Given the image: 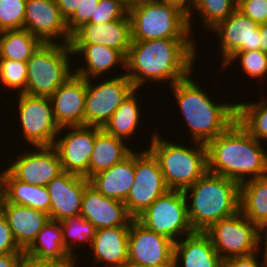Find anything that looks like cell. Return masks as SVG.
<instances>
[{
    "instance_id": "obj_4",
    "label": "cell",
    "mask_w": 267,
    "mask_h": 267,
    "mask_svg": "<svg viewBox=\"0 0 267 267\" xmlns=\"http://www.w3.org/2000/svg\"><path fill=\"white\" fill-rule=\"evenodd\" d=\"M183 193L194 231L204 232L213 223L240 211V184L222 175L207 171Z\"/></svg>"
},
{
    "instance_id": "obj_25",
    "label": "cell",
    "mask_w": 267,
    "mask_h": 267,
    "mask_svg": "<svg viewBox=\"0 0 267 267\" xmlns=\"http://www.w3.org/2000/svg\"><path fill=\"white\" fill-rule=\"evenodd\" d=\"M74 56L83 55L82 61L86 64L78 66L74 74L84 79H97L113 70L117 65L125 69L126 57L118 50L104 45H70Z\"/></svg>"
},
{
    "instance_id": "obj_6",
    "label": "cell",
    "mask_w": 267,
    "mask_h": 267,
    "mask_svg": "<svg viewBox=\"0 0 267 267\" xmlns=\"http://www.w3.org/2000/svg\"><path fill=\"white\" fill-rule=\"evenodd\" d=\"M132 41L194 38L186 13L159 0H143L128 8Z\"/></svg>"
},
{
    "instance_id": "obj_46",
    "label": "cell",
    "mask_w": 267,
    "mask_h": 267,
    "mask_svg": "<svg viewBox=\"0 0 267 267\" xmlns=\"http://www.w3.org/2000/svg\"><path fill=\"white\" fill-rule=\"evenodd\" d=\"M24 253L0 254V267H19Z\"/></svg>"
},
{
    "instance_id": "obj_30",
    "label": "cell",
    "mask_w": 267,
    "mask_h": 267,
    "mask_svg": "<svg viewBox=\"0 0 267 267\" xmlns=\"http://www.w3.org/2000/svg\"><path fill=\"white\" fill-rule=\"evenodd\" d=\"M139 89H136L114 112L109 121L102 128L106 133L126 140H130L138 133V127L140 126L141 116V104H139V98L137 93Z\"/></svg>"
},
{
    "instance_id": "obj_19",
    "label": "cell",
    "mask_w": 267,
    "mask_h": 267,
    "mask_svg": "<svg viewBox=\"0 0 267 267\" xmlns=\"http://www.w3.org/2000/svg\"><path fill=\"white\" fill-rule=\"evenodd\" d=\"M59 126H85L86 79L74 74L49 97Z\"/></svg>"
},
{
    "instance_id": "obj_28",
    "label": "cell",
    "mask_w": 267,
    "mask_h": 267,
    "mask_svg": "<svg viewBox=\"0 0 267 267\" xmlns=\"http://www.w3.org/2000/svg\"><path fill=\"white\" fill-rule=\"evenodd\" d=\"M128 145L125 140L96 127V138L88 167V180L125 159L134 150Z\"/></svg>"
},
{
    "instance_id": "obj_26",
    "label": "cell",
    "mask_w": 267,
    "mask_h": 267,
    "mask_svg": "<svg viewBox=\"0 0 267 267\" xmlns=\"http://www.w3.org/2000/svg\"><path fill=\"white\" fill-rule=\"evenodd\" d=\"M134 182V150L108 170L93 175L90 186L106 197L124 202Z\"/></svg>"
},
{
    "instance_id": "obj_13",
    "label": "cell",
    "mask_w": 267,
    "mask_h": 267,
    "mask_svg": "<svg viewBox=\"0 0 267 267\" xmlns=\"http://www.w3.org/2000/svg\"><path fill=\"white\" fill-rule=\"evenodd\" d=\"M174 241L156 233L137 219L129 227L127 267L154 266L174 260Z\"/></svg>"
},
{
    "instance_id": "obj_20",
    "label": "cell",
    "mask_w": 267,
    "mask_h": 267,
    "mask_svg": "<svg viewBox=\"0 0 267 267\" xmlns=\"http://www.w3.org/2000/svg\"><path fill=\"white\" fill-rule=\"evenodd\" d=\"M132 44L131 22L123 19L108 23H86L72 35L69 45H104L120 51L125 57Z\"/></svg>"
},
{
    "instance_id": "obj_38",
    "label": "cell",
    "mask_w": 267,
    "mask_h": 267,
    "mask_svg": "<svg viewBox=\"0 0 267 267\" xmlns=\"http://www.w3.org/2000/svg\"><path fill=\"white\" fill-rule=\"evenodd\" d=\"M26 0H0V32L24 29Z\"/></svg>"
},
{
    "instance_id": "obj_41",
    "label": "cell",
    "mask_w": 267,
    "mask_h": 267,
    "mask_svg": "<svg viewBox=\"0 0 267 267\" xmlns=\"http://www.w3.org/2000/svg\"><path fill=\"white\" fill-rule=\"evenodd\" d=\"M237 10L259 25L267 22V0H240Z\"/></svg>"
},
{
    "instance_id": "obj_49",
    "label": "cell",
    "mask_w": 267,
    "mask_h": 267,
    "mask_svg": "<svg viewBox=\"0 0 267 267\" xmlns=\"http://www.w3.org/2000/svg\"><path fill=\"white\" fill-rule=\"evenodd\" d=\"M261 37V51L267 54V22L259 26Z\"/></svg>"
},
{
    "instance_id": "obj_39",
    "label": "cell",
    "mask_w": 267,
    "mask_h": 267,
    "mask_svg": "<svg viewBox=\"0 0 267 267\" xmlns=\"http://www.w3.org/2000/svg\"><path fill=\"white\" fill-rule=\"evenodd\" d=\"M128 14V7L120 0H100L89 23H108L123 19Z\"/></svg>"
},
{
    "instance_id": "obj_44",
    "label": "cell",
    "mask_w": 267,
    "mask_h": 267,
    "mask_svg": "<svg viewBox=\"0 0 267 267\" xmlns=\"http://www.w3.org/2000/svg\"><path fill=\"white\" fill-rule=\"evenodd\" d=\"M19 267H71L68 264H62L56 261L37 260L24 255Z\"/></svg>"
},
{
    "instance_id": "obj_7",
    "label": "cell",
    "mask_w": 267,
    "mask_h": 267,
    "mask_svg": "<svg viewBox=\"0 0 267 267\" xmlns=\"http://www.w3.org/2000/svg\"><path fill=\"white\" fill-rule=\"evenodd\" d=\"M70 56L73 58L69 44L42 43L26 62L28 69L24 94L50 97L74 75Z\"/></svg>"
},
{
    "instance_id": "obj_31",
    "label": "cell",
    "mask_w": 267,
    "mask_h": 267,
    "mask_svg": "<svg viewBox=\"0 0 267 267\" xmlns=\"http://www.w3.org/2000/svg\"><path fill=\"white\" fill-rule=\"evenodd\" d=\"M240 212L258 228L267 221V176L240 184Z\"/></svg>"
},
{
    "instance_id": "obj_42",
    "label": "cell",
    "mask_w": 267,
    "mask_h": 267,
    "mask_svg": "<svg viewBox=\"0 0 267 267\" xmlns=\"http://www.w3.org/2000/svg\"><path fill=\"white\" fill-rule=\"evenodd\" d=\"M24 253L17 245L5 216L0 213V254Z\"/></svg>"
},
{
    "instance_id": "obj_9",
    "label": "cell",
    "mask_w": 267,
    "mask_h": 267,
    "mask_svg": "<svg viewBox=\"0 0 267 267\" xmlns=\"http://www.w3.org/2000/svg\"><path fill=\"white\" fill-rule=\"evenodd\" d=\"M168 190L154 154L148 148L134 149V182L124 201L128 214L136 219Z\"/></svg>"
},
{
    "instance_id": "obj_2",
    "label": "cell",
    "mask_w": 267,
    "mask_h": 267,
    "mask_svg": "<svg viewBox=\"0 0 267 267\" xmlns=\"http://www.w3.org/2000/svg\"><path fill=\"white\" fill-rule=\"evenodd\" d=\"M263 145L236 120L206 144L208 171L239 184L267 176Z\"/></svg>"
},
{
    "instance_id": "obj_43",
    "label": "cell",
    "mask_w": 267,
    "mask_h": 267,
    "mask_svg": "<svg viewBox=\"0 0 267 267\" xmlns=\"http://www.w3.org/2000/svg\"><path fill=\"white\" fill-rule=\"evenodd\" d=\"M258 253L260 252L229 258L223 261V267H265V257L262 256L259 261L257 258L260 257V254L257 256Z\"/></svg>"
},
{
    "instance_id": "obj_52",
    "label": "cell",
    "mask_w": 267,
    "mask_h": 267,
    "mask_svg": "<svg viewBox=\"0 0 267 267\" xmlns=\"http://www.w3.org/2000/svg\"><path fill=\"white\" fill-rule=\"evenodd\" d=\"M142 267H176L175 262H166L154 266H142Z\"/></svg>"
},
{
    "instance_id": "obj_27",
    "label": "cell",
    "mask_w": 267,
    "mask_h": 267,
    "mask_svg": "<svg viewBox=\"0 0 267 267\" xmlns=\"http://www.w3.org/2000/svg\"><path fill=\"white\" fill-rule=\"evenodd\" d=\"M24 254L37 260L56 261L78 267V262L64 248L60 221L49 220Z\"/></svg>"
},
{
    "instance_id": "obj_12",
    "label": "cell",
    "mask_w": 267,
    "mask_h": 267,
    "mask_svg": "<svg viewBox=\"0 0 267 267\" xmlns=\"http://www.w3.org/2000/svg\"><path fill=\"white\" fill-rule=\"evenodd\" d=\"M15 110L22 127L23 141L31 147L53 146L60 130L57 125L49 97H34L24 93L17 94ZM31 144V145H30Z\"/></svg>"
},
{
    "instance_id": "obj_23",
    "label": "cell",
    "mask_w": 267,
    "mask_h": 267,
    "mask_svg": "<svg viewBox=\"0 0 267 267\" xmlns=\"http://www.w3.org/2000/svg\"><path fill=\"white\" fill-rule=\"evenodd\" d=\"M174 260L176 267H223L210 237L202 231H194L174 243Z\"/></svg>"
},
{
    "instance_id": "obj_14",
    "label": "cell",
    "mask_w": 267,
    "mask_h": 267,
    "mask_svg": "<svg viewBox=\"0 0 267 267\" xmlns=\"http://www.w3.org/2000/svg\"><path fill=\"white\" fill-rule=\"evenodd\" d=\"M259 24L235 10L208 32L215 33L220 47L221 66L236 52L261 50Z\"/></svg>"
},
{
    "instance_id": "obj_8",
    "label": "cell",
    "mask_w": 267,
    "mask_h": 267,
    "mask_svg": "<svg viewBox=\"0 0 267 267\" xmlns=\"http://www.w3.org/2000/svg\"><path fill=\"white\" fill-rule=\"evenodd\" d=\"M136 219L174 242L194 232L188 217L187 201L180 190H168Z\"/></svg>"
},
{
    "instance_id": "obj_24",
    "label": "cell",
    "mask_w": 267,
    "mask_h": 267,
    "mask_svg": "<svg viewBox=\"0 0 267 267\" xmlns=\"http://www.w3.org/2000/svg\"><path fill=\"white\" fill-rule=\"evenodd\" d=\"M1 213L11 228L14 239L22 251L35 240L39 231L50 220L49 214L32 207L2 203Z\"/></svg>"
},
{
    "instance_id": "obj_11",
    "label": "cell",
    "mask_w": 267,
    "mask_h": 267,
    "mask_svg": "<svg viewBox=\"0 0 267 267\" xmlns=\"http://www.w3.org/2000/svg\"><path fill=\"white\" fill-rule=\"evenodd\" d=\"M204 232L223 261L259 251L258 227L240 211L213 223Z\"/></svg>"
},
{
    "instance_id": "obj_1",
    "label": "cell",
    "mask_w": 267,
    "mask_h": 267,
    "mask_svg": "<svg viewBox=\"0 0 267 267\" xmlns=\"http://www.w3.org/2000/svg\"><path fill=\"white\" fill-rule=\"evenodd\" d=\"M195 38L132 41L125 60V75L139 89L166 81L170 86L194 73L199 55Z\"/></svg>"
},
{
    "instance_id": "obj_37",
    "label": "cell",
    "mask_w": 267,
    "mask_h": 267,
    "mask_svg": "<svg viewBox=\"0 0 267 267\" xmlns=\"http://www.w3.org/2000/svg\"><path fill=\"white\" fill-rule=\"evenodd\" d=\"M27 63L9 59H0V88L16 91L17 94L26 91ZM16 89V90H15Z\"/></svg>"
},
{
    "instance_id": "obj_21",
    "label": "cell",
    "mask_w": 267,
    "mask_h": 267,
    "mask_svg": "<svg viewBox=\"0 0 267 267\" xmlns=\"http://www.w3.org/2000/svg\"><path fill=\"white\" fill-rule=\"evenodd\" d=\"M80 215L97 229L130 226L133 219L124 202L106 197L90 185L85 189Z\"/></svg>"
},
{
    "instance_id": "obj_45",
    "label": "cell",
    "mask_w": 267,
    "mask_h": 267,
    "mask_svg": "<svg viewBox=\"0 0 267 267\" xmlns=\"http://www.w3.org/2000/svg\"><path fill=\"white\" fill-rule=\"evenodd\" d=\"M62 17L67 20L83 0H55Z\"/></svg>"
},
{
    "instance_id": "obj_34",
    "label": "cell",
    "mask_w": 267,
    "mask_h": 267,
    "mask_svg": "<svg viewBox=\"0 0 267 267\" xmlns=\"http://www.w3.org/2000/svg\"><path fill=\"white\" fill-rule=\"evenodd\" d=\"M60 223L64 248L75 261L79 262L76 249L82 244H89L88 246L91 247L97 228L81 215L77 217H66Z\"/></svg>"
},
{
    "instance_id": "obj_47",
    "label": "cell",
    "mask_w": 267,
    "mask_h": 267,
    "mask_svg": "<svg viewBox=\"0 0 267 267\" xmlns=\"http://www.w3.org/2000/svg\"><path fill=\"white\" fill-rule=\"evenodd\" d=\"M258 240H259V251L262 253L261 254L263 257L267 258V221L263 223L259 228H258ZM263 242V243H262ZM264 244V245H263ZM261 245H263L261 247Z\"/></svg>"
},
{
    "instance_id": "obj_35",
    "label": "cell",
    "mask_w": 267,
    "mask_h": 267,
    "mask_svg": "<svg viewBox=\"0 0 267 267\" xmlns=\"http://www.w3.org/2000/svg\"><path fill=\"white\" fill-rule=\"evenodd\" d=\"M237 9L235 0H193L191 13L188 16L191 32H193L194 11L199 16L203 28L207 31L212 29L218 22L226 19Z\"/></svg>"
},
{
    "instance_id": "obj_22",
    "label": "cell",
    "mask_w": 267,
    "mask_h": 267,
    "mask_svg": "<svg viewBox=\"0 0 267 267\" xmlns=\"http://www.w3.org/2000/svg\"><path fill=\"white\" fill-rule=\"evenodd\" d=\"M130 226L97 229L91 244L93 264L105 267H127ZM106 263V264H105Z\"/></svg>"
},
{
    "instance_id": "obj_48",
    "label": "cell",
    "mask_w": 267,
    "mask_h": 267,
    "mask_svg": "<svg viewBox=\"0 0 267 267\" xmlns=\"http://www.w3.org/2000/svg\"><path fill=\"white\" fill-rule=\"evenodd\" d=\"M159 1L176 6L178 9L186 13L188 16L191 13L193 0H159Z\"/></svg>"
},
{
    "instance_id": "obj_40",
    "label": "cell",
    "mask_w": 267,
    "mask_h": 267,
    "mask_svg": "<svg viewBox=\"0 0 267 267\" xmlns=\"http://www.w3.org/2000/svg\"><path fill=\"white\" fill-rule=\"evenodd\" d=\"M100 0H83L74 13L66 20L67 30L72 35L82 25L89 23Z\"/></svg>"
},
{
    "instance_id": "obj_54",
    "label": "cell",
    "mask_w": 267,
    "mask_h": 267,
    "mask_svg": "<svg viewBox=\"0 0 267 267\" xmlns=\"http://www.w3.org/2000/svg\"><path fill=\"white\" fill-rule=\"evenodd\" d=\"M265 267H267V258H265Z\"/></svg>"
},
{
    "instance_id": "obj_15",
    "label": "cell",
    "mask_w": 267,
    "mask_h": 267,
    "mask_svg": "<svg viewBox=\"0 0 267 267\" xmlns=\"http://www.w3.org/2000/svg\"><path fill=\"white\" fill-rule=\"evenodd\" d=\"M64 130L67 133L64 134ZM56 138L53 147L58 153L63 171L84 176L88 180V167L94 148L96 127H62Z\"/></svg>"
},
{
    "instance_id": "obj_16",
    "label": "cell",
    "mask_w": 267,
    "mask_h": 267,
    "mask_svg": "<svg viewBox=\"0 0 267 267\" xmlns=\"http://www.w3.org/2000/svg\"><path fill=\"white\" fill-rule=\"evenodd\" d=\"M10 161L6 169L16 179L32 185L46 186L63 172L58 153L53 146L34 147L30 152L19 153Z\"/></svg>"
},
{
    "instance_id": "obj_10",
    "label": "cell",
    "mask_w": 267,
    "mask_h": 267,
    "mask_svg": "<svg viewBox=\"0 0 267 267\" xmlns=\"http://www.w3.org/2000/svg\"><path fill=\"white\" fill-rule=\"evenodd\" d=\"M101 82L86 80L85 126L103 128L117 108L136 90L125 74ZM93 82V83H92Z\"/></svg>"
},
{
    "instance_id": "obj_5",
    "label": "cell",
    "mask_w": 267,
    "mask_h": 267,
    "mask_svg": "<svg viewBox=\"0 0 267 267\" xmlns=\"http://www.w3.org/2000/svg\"><path fill=\"white\" fill-rule=\"evenodd\" d=\"M192 143L189 147L163 139L158 132L151 134L147 147L158 159L169 190L184 191L208 171L206 145Z\"/></svg>"
},
{
    "instance_id": "obj_36",
    "label": "cell",
    "mask_w": 267,
    "mask_h": 267,
    "mask_svg": "<svg viewBox=\"0 0 267 267\" xmlns=\"http://www.w3.org/2000/svg\"><path fill=\"white\" fill-rule=\"evenodd\" d=\"M239 60L242 72L247 74L250 79L258 78L259 83H263L267 78V54L261 50H250L236 52L227 62L221 66V70L230 67L235 61ZM260 79V80H259ZM263 81V82H262Z\"/></svg>"
},
{
    "instance_id": "obj_17",
    "label": "cell",
    "mask_w": 267,
    "mask_h": 267,
    "mask_svg": "<svg viewBox=\"0 0 267 267\" xmlns=\"http://www.w3.org/2000/svg\"><path fill=\"white\" fill-rule=\"evenodd\" d=\"M24 29L42 43L69 44L71 40L55 0H26Z\"/></svg>"
},
{
    "instance_id": "obj_3",
    "label": "cell",
    "mask_w": 267,
    "mask_h": 267,
    "mask_svg": "<svg viewBox=\"0 0 267 267\" xmlns=\"http://www.w3.org/2000/svg\"><path fill=\"white\" fill-rule=\"evenodd\" d=\"M191 76V77H190ZM193 74L170 86L194 142L207 144L236 121V103L215 102Z\"/></svg>"
},
{
    "instance_id": "obj_51",
    "label": "cell",
    "mask_w": 267,
    "mask_h": 267,
    "mask_svg": "<svg viewBox=\"0 0 267 267\" xmlns=\"http://www.w3.org/2000/svg\"><path fill=\"white\" fill-rule=\"evenodd\" d=\"M123 4H125L128 8L140 3L143 0H120Z\"/></svg>"
},
{
    "instance_id": "obj_18",
    "label": "cell",
    "mask_w": 267,
    "mask_h": 267,
    "mask_svg": "<svg viewBox=\"0 0 267 267\" xmlns=\"http://www.w3.org/2000/svg\"><path fill=\"white\" fill-rule=\"evenodd\" d=\"M90 185L84 176L63 171L47 185L50 195V220L80 216L85 189Z\"/></svg>"
},
{
    "instance_id": "obj_29",
    "label": "cell",
    "mask_w": 267,
    "mask_h": 267,
    "mask_svg": "<svg viewBox=\"0 0 267 267\" xmlns=\"http://www.w3.org/2000/svg\"><path fill=\"white\" fill-rule=\"evenodd\" d=\"M2 178L3 203L32 207L49 214L50 195L46 186L24 183L3 168Z\"/></svg>"
},
{
    "instance_id": "obj_32",
    "label": "cell",
    "mask_w": 267,
    "mask_h": 267,
    "mask_svg": "<svg viewBox=\"0 0 267 267\" xmlns=\"http://www.w3.org/2000/svg\"><path fill=\"white\" fill-rule=\"evenodd\" d=\"M42 42L28 30L0 32V59L27 62Z\"/></svg>"
},
{
    "instance_id": "obj_50",
    "label": "cell",
    "mask_w": 267,
    "mask_h": 267,
    "mask_svg": "<svg viewBox=\"0 0 267 267\" xmlns=\"http://www.w3.org/2000/svg\"><path fill=\"white\" fill-rule=\"evenodd\" d=\"M3 200H4V196H3V178H2V171H0V213H1V209H2Z\"/></svg>"
},
{
    "instance_id": "obj_33",
    "label": "cell",
    "mask_w": 267,
    "mask_h": 267,
    "mask_svg": "<svg viewBox=\"0 0 267 267\" xmlns=\"http://www.w3.org/2000/svg\"><path fill=\"white\" fill-rule=\"evenodd\" d=\"M236 120L256 140L267 141V97L254 103H236Z\"/></svg>"
},
{
    "instance_id": "obj_53",
    "label": "cell",
    "mask_w": 267,
    "mask_h": 267,
    "mask_svg": "<svg viewBox=\"0 0 267 267\" xmlns=\"http://www.w3.org/2000/svg\"><path fill=\"white\" fill-rule=\"evenodd\" d=\"M265 161H266V166H267V149L265 147Z\"/></svg>"
}]
</instances>
